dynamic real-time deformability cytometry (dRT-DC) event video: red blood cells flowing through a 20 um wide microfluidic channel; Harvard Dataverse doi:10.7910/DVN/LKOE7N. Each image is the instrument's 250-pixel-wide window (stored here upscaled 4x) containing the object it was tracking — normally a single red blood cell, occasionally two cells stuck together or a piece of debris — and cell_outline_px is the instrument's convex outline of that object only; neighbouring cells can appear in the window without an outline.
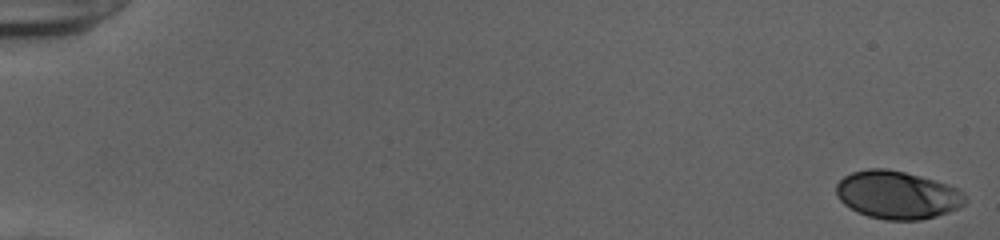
{"species": "human", "species_latin": "Homo sapiens", "temperature_condition": "cold", "stored_images_in_passage": 54, "camera_frame_rate_fps": 3000, "um_per_image_px": 0.085, "donor": {"sex": "female"}, "frame": {"image": 1, "passage_image": 1, "time_ms": 0.0, "image_size_px": [1000, 240], "cell_outline_px": [[968, 200], [960, 208], [936, 216], [920, 220], [884, 220], [868, 216], [856, 212], [844, 204], [840, 200], [836, 192], [836, 184], [844, 176], [852, 172], [868, 168], [888, 168], [920, 176], [948, 184], [960, 188], [964, 192]], "centroid_in_image_um": [76.3, 16.57], "position_along_channel_um": 8.7, "area_um2": 36.41}}
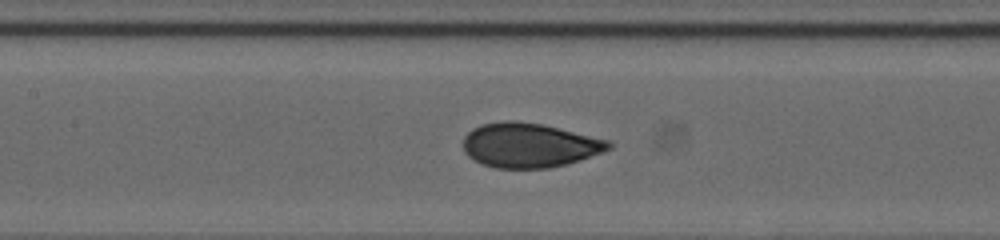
{"frame": {"image": 2, "passage_image": 27, "time_ms": 8.667, "image_size_px": [1000, 240], "cell_outline_px": [[612, 148], [604, 152], [580, 160], [548, 168], [496, 168], [472, 160], [464, 152], [464, 136], [472, 128], [480, 124], [504, 120], [512, 120], [540, 124], [608, 140], [612, 144]], "centroid_in_image_um": [44.96, 12.34], "position_along_channel_um": 162.4, "area_um2": 37.57}}
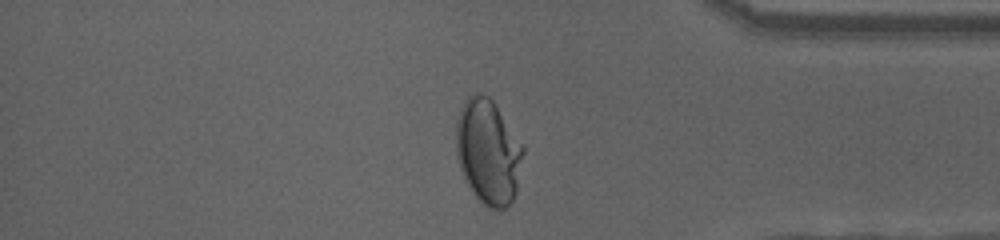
{"frame": {"image": 3, "passage_image": 46, "time_ms": 15.0, "image_size_px": [1000, 240], "cell_outline_px": [[524, 152], [516, 192], [512, 200], [504, 208], [488, 208], [476, 196], [464, 180], [456, 156], [456, 120], [460, 108], [464, 100], [468, 96], [480, 92], [488, 96], [496, 104], [524, 148]], "centroid_in_image_um": [41.47, 12.87], "position_along_channel_um": 393.7, "area_um2": 40.98}}